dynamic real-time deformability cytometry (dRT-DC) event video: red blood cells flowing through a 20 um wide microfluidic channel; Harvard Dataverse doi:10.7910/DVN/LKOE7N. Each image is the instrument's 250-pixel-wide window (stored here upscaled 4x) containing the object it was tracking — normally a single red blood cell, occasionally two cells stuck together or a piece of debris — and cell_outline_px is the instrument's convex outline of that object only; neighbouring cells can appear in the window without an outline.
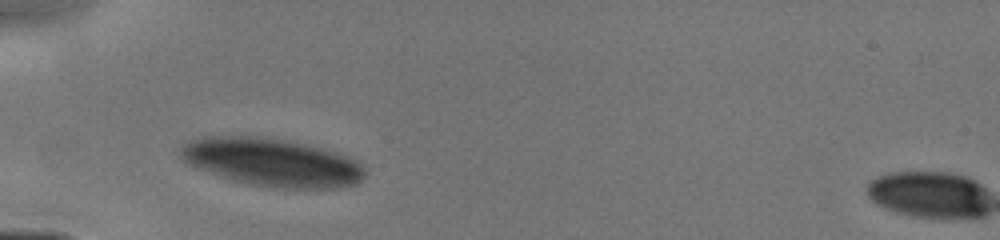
{"species": "human", "species_latin": "Homo sapiens", "temperature_condition": "cold", "stored_images_in_passage": 2, "camera_frame_rate_fps": 3000, "um_per_image_px": 0.085, "donor": {"sex": "male"}, "frame": {"image": 1, "passage_image": 1, "time_ms": 0.0, "image_size_px": [1000, 240], "cell_outline_px": [[364, 176], [356, 184], [336, 188], [280, 188], [248, 184], [232, 180], [188, 164], [180, 156], [180, 148], [188, 140], [204, 136], [256, 136], [288, 140], [320, 148], [356, 160], [364, 164]], "centroid_in_image_um": [23.09, 13.79], "position_along_channel_um": 61.9, "area_um2": 51.33}}